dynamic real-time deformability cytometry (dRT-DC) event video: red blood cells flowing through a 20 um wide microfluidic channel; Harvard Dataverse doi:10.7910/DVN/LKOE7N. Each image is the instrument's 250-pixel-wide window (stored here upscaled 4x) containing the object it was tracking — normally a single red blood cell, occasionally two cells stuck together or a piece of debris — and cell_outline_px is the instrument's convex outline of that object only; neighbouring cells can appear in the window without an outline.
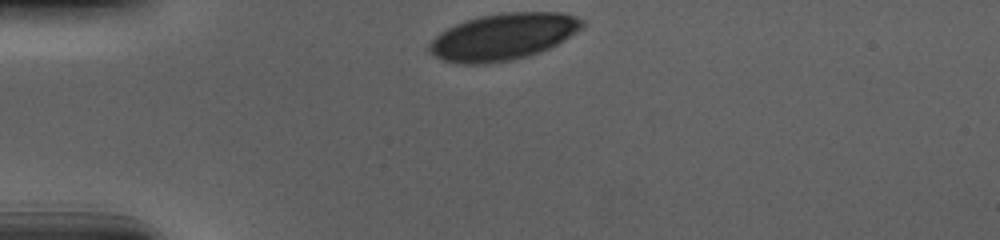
{"species": "human", "species_latin": "Homo sapiens", "temperature_condition": "cold", "stored_images_in_passage": 33, "camera_frame_rate_fps": 3000, "um_per_image_px": 0.085, "donor": {"sex": "male"}, "frame": {"image": 1, "passage_image": 1, "time_ms": 0.0, "image_size_px": [1000, 240], "cell_outline_px": [[584, 28], [564, 40], [540, 52], [528, 56], [512, 60], [488, 64], [456, 64], [444, 60], [428, 52], [424, 48], [440, 32], [464, 20], [480, 16], [500, 12], [560, 12], [576, 16], [584, 20]], "centroid_in_image_um": [42.76, 3.12], "position_along_channel_um": 42.2, "area_um2": 42.02}}
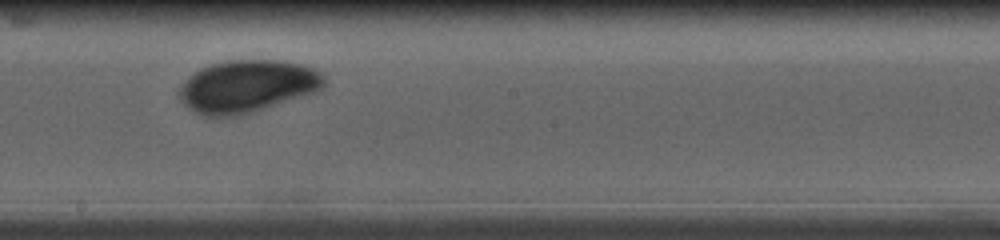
{"frame": {"image": 2, "passage_image": 19, "time_ms": 6.0, "image_size_px": [1000, 240], "cell_outline_px": [[324, 84], [320, 88], [312, 92], [240, 116], [204, 116], [188, 108], [184, 104], [176, 92], [180, 84], [188, 76], [200, 68], [212, 64], [232, 60], [280, 60], [300, 64], [312, 68], [320, 72], [324, 76]], "centroid_in_image_um": [20.93, 7.33], "position_along_channel_um": 227.3, "area_um2": 43.87}}
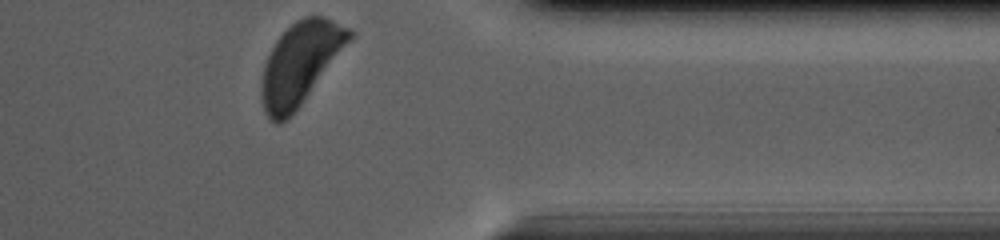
{"frame": {"image": 3, "passage_image": 33, "time_ms": 10.667, "image_size_px": [1000, 240], "cell_outline_px": [[356, 36], [292, 116], [280, 124], [276, 124], [264, 112], [260, 96], [260, 88], [264, 64], [276, 40], [296, 20], [304, 16], [324, 16], [352, 28], [356, 32]], "centroid_in_image_um": [25.57, 5.39], "position_along_channel_um": 385.8, "area_um2": 42.66}, "authors_computed_cell_mechanics": {"area_um2": 43.1188, "velocity_mm_per_s": 3.6429, "shape_relaxation_time_tau1_ms": 3.6321, "shape_relaxation_time_tau2_ms": null, "deformation_change_tau1": 0.1378, "deformation_change_tau2": null}}